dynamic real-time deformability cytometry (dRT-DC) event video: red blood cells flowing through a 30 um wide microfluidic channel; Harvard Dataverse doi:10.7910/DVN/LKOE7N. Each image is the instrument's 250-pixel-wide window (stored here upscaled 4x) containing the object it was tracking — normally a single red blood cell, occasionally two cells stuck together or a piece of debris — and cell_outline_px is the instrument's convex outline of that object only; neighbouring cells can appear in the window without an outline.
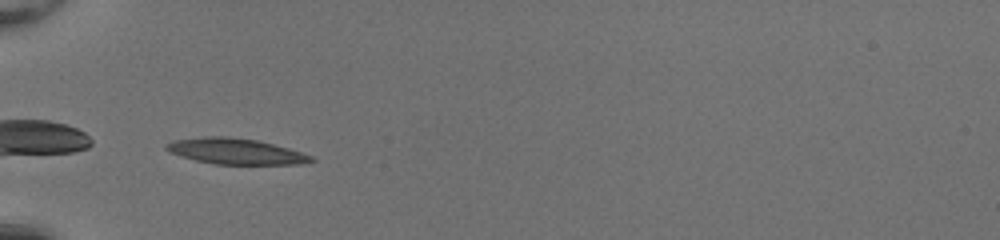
{"species": "common noctule bat (a hibernating species)", "species_latin": "Nyctalus noctula", "temperature_condition": "room temperature", "stored_images_in_passage": 33, "camera_frame_rate_fps": 3000, "um_per_image_px": 0.085, "animal": {"sex": "female", "body_mass_g": 20.0, "forearm_length_mm": 54.0}, "frame": {"image": 1, "passage_image": 1, "time_ms": 0.0, "image_size_px": [1000, 240], "cell_outline_px": [[316, 160], [300, 164], [216, 164], [196, 160], [180, 156], [168, 152], [164, 148], [164, 144], [176, 140], [204, 136], [228, 136], [256, 140], [288, 148], [312, 156]], "centroid_in_image_um": [19.99, 12.86], "position_along_channel_um": 65.0, "area_um2": 21.68}}
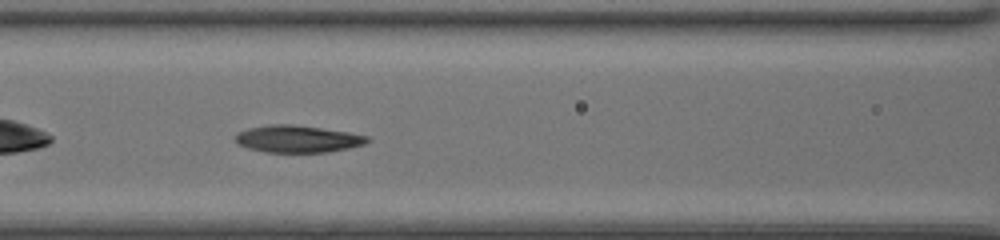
{"frame": {"image": 2, "passage_image": 7, "time_ms": 2.0, "image_size_px": [1000, 240], "cell_outline_px": [[372, 140], [364, 144], [348, 148], [328, 152], [264, 152], [248, 148], [240, 144], [236, 140], [236, 136], [240, 132], [248, 128], [268, 124], [292, 124], [348, 132], [368, 136]], "centroid_in_image_um": [25.33, 11.81], "position_along_channel_um": 141.3, "area_um2": 20.69}}
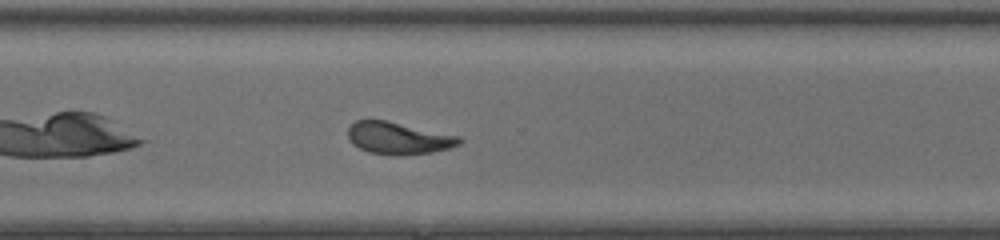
{"frame": {"image": 3, "passage_image": 21, "time_ms": 6.667, "image_size_px": [1000, 240], "cell_outline_px": [[464, 140], [460, 144], [448, 148], [432, 152], [404, 156], [392, 156], [368, 152], [352, 144], [348, 140], [348, 128], [356, 120], [388, 120], [460, 136]], "centroid_in_image_um": [33.87, 11.75], "position_along_channel_um": 336.7, "area_um2": 21.21}, "authors_computed_cell_mechanics": {"area_um2": 21.097, "velocity_mm_per_s": 4.2103, "shape_relaxation_time_tau1_ms": 4.3268, "shape_relaxation_time_tau2_ms": 2.464, "deformation_change_tau1": 0.181, "deformation_change_tau2": 0.1067}}